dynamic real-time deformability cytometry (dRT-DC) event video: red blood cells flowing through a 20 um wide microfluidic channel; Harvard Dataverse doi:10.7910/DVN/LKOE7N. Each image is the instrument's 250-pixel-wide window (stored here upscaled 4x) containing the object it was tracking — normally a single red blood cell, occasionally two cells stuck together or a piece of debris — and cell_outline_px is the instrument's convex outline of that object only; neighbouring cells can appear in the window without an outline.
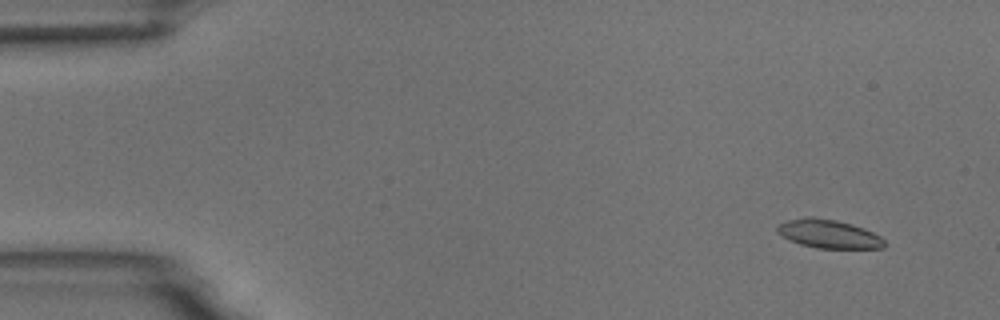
{"species": "common noctule bat (a hibernating species)", "species_latin": "Nyctalus noctula", "temperature_condition": "room temperature", "stored_images_in_passage": 7, "camera_frame_rate_fps": 3000, "um_per_image_px": 0.085, "animal": {"sex": "male", "body_mass_g": 18.8}, "frame": {"image": 1, "passage_image": 2, "time_ms": 1.333, "image_size_px": [1000, 320], "cell_outline_px": [[888, 244], [884, 248], [816, 248], [800, 244], [776, 232], [776, 228], [780, 224], [788, 220], [804, 216], [812, 216], [836, 220], [852, 224], [864, 228], [880, 236]], "centroid_in_image_um": [70.47, 19.87], "position_along_channel_um": 14.5, "area_um2": 17.86}}
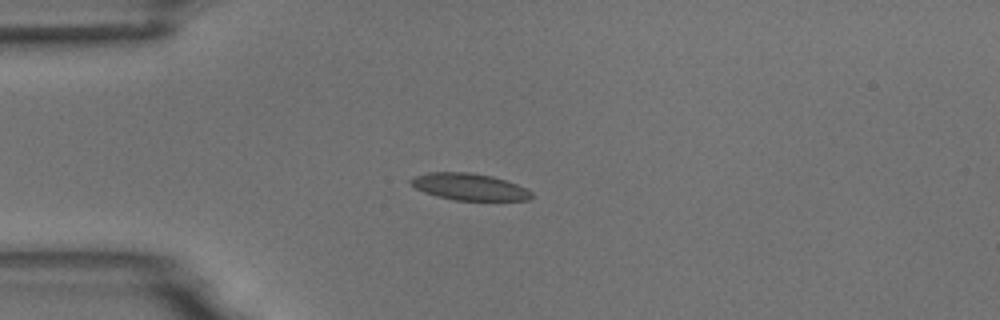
{"frame": {"image": 2, "passage_image": 5, "time_ms": 4.667, "image_size_px": [1000, 320], "cell_outline_px": [[532, 196], [528, 200], [456, 200], [436, 196], [424, 192], [416, 188], [408, 180], [416, 176], [428, 172], [468, 172], [492, 176], [528, 188], [532, 192]], "centroid_in_image_um": [39.9, 15.87], "position_along_channel_um": 45.1, "area_um2": 18.73}}
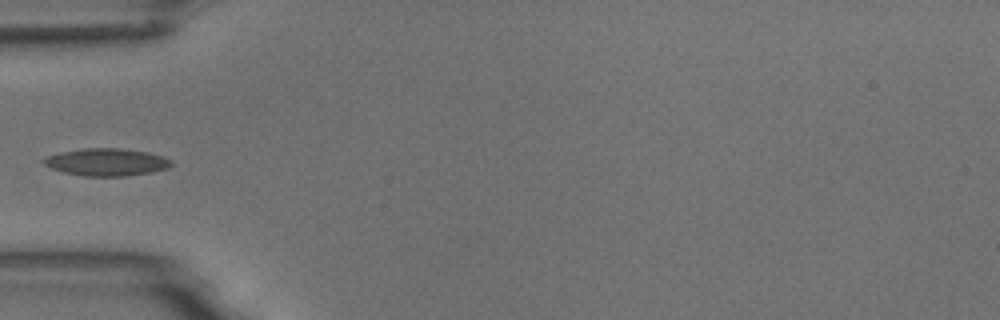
{"frame": {"image": 3, "passage_image": 6, "time_ms": 6.0, "image_size_px": [1000, 320], "cell_outline_px": [[172, 164], [168, 168], [152, 172], [124, 176], [84, 176], [64, 172], [52, 168], [44, 164], [40, 160], [48, 156], [60, 152], [84, 148], [120, 148], [148, 152], [172, 160]], "centroid_in_image_um": [9.05, 13.78], "position_along_channel_um": 76.0, "area_um2": 20.29}}